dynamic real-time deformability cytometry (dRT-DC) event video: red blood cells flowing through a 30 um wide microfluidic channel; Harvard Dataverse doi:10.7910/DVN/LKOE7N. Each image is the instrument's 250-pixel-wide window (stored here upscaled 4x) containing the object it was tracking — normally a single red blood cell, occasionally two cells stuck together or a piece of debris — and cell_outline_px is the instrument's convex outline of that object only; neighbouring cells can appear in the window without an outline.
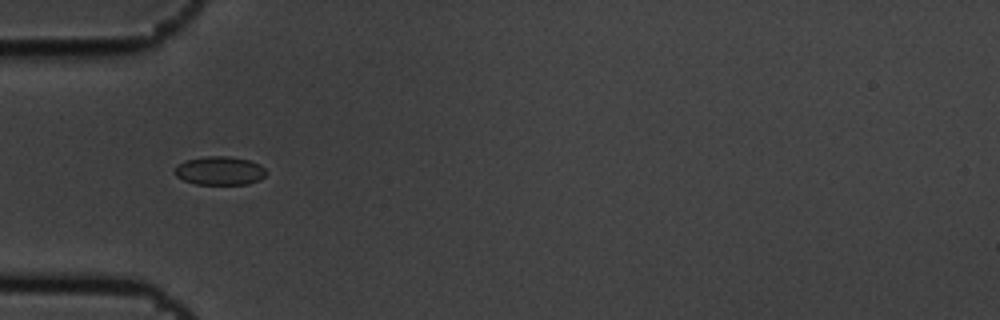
{"species": "common noctule bat (a hibernating species)", "species_latin": "Nyctalus noctula", "temperature_condition": "cold", "stored_images_in_passage": 7, "camera_frame_rate_fps": 3000, "um_per_image_px": 0.085, "animal": {"sex": "male", "body_mass_g": 19.5, "forearm_length_mm": 54.6}, "frame": {"image": 1, "passage_image": 5, "time_ms": 1.333, "image_size_px": [1000, 320], "cell_outline_px": [[268, 172], [260, 180], [248, 184], [196, 184], [184, 180], [176, 176], [176, 168], [184, 160], [204, 156], [228, 156], [248, 160], [260, 164]], "centroid_in_image_um": [18.71, 14.51], "position_along_channel_um": 66.3, "area_um2": 15.2}}
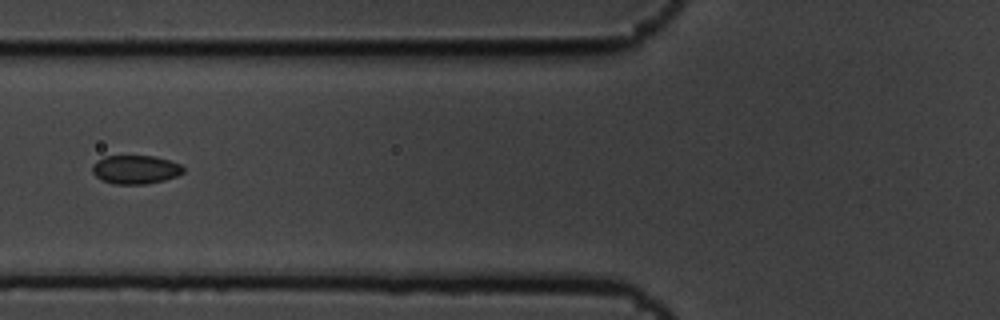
{"frame": {"image": 2, "passage_image": 6, "time_ms": 1.667, "image_size_px": [1000, 320], "cell_outline_px": [[184, 172], [176, 176], [164, 180], [144, 184], [116, 184], [100, 180], [92, 172], [92, 164], [96, 160], [104, 156], [156, 156], [180, 164], [184, 168]], "centroid_in_image_um": [11.49, 14.4], "position_along_channel_um": 114.3, "area_um2": 15.26}}
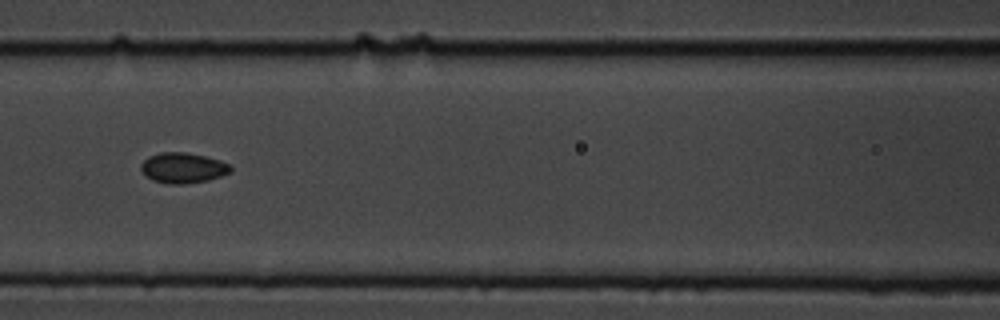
{"frame": {"image": 3, "passage_image": 7, "time_ms": 2.0, "image_size_px": [1000, 320], "cell_outline_px": [[232, 172], [208, 180], [184, 184], [168, 184], [152, 180], [140, 168], [140, 164], [148, 156], [160, 152], [188, 152], [220, 160], [232, 164]], "centroid_in_image_um": [15.58, 14.26], "position_along_channel_um": 151.0, "area_um2": 16.01}}